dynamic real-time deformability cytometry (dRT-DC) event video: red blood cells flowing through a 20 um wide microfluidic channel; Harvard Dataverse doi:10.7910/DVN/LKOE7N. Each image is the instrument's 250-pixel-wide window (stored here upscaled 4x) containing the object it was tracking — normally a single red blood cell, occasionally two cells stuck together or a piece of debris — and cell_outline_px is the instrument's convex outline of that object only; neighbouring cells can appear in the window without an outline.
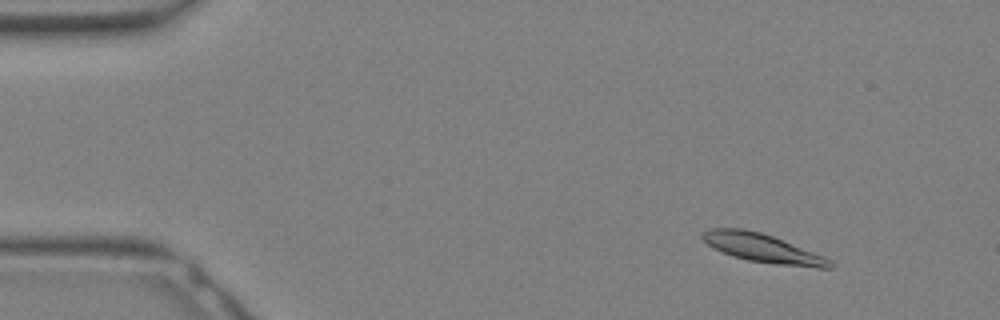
{"species": "Egyptian fruit bat (a non-hibernating species)", "species_latin": "Rousettus aegyptiacus", "temperature_condition": "warm", "stored_images_in_passage": 20, "camera_frame_rate_fps": 3000, "um_per_image_px": 0.085, "animal": {"sex": "female"}, "frame": {"image": 1, "passage_image": 4, "time_ms": 1.0, "image_size_px": [1000, 320], "cell_outline_px": [[832, 268], [816, 268], [776, 264], [748, 260], [732, 256], [708, 244], [700, 236], [704, 232], [712, 228], [744, 228], [760, 232], [772, 236], [824, 256], [832, 260]], "centroid_in_image_um": [64.85, 21.09], "position_along_channel_um": 20.2, "area_um2": 20.92}}
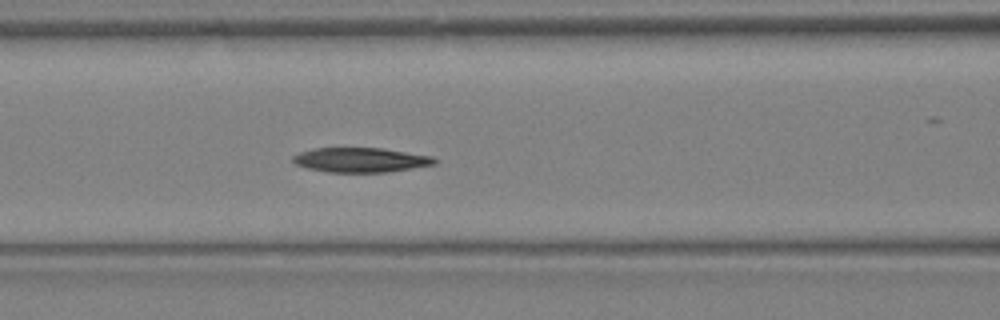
{"frame": {"image": 2, "passage_image": 14, "time_ms": 4.333, "image_size_px": [1000, 320], "cell_outline_px": [[436, 164], [388, 172], [328, 172], [308, 168], [296, 164], [292, 160], [292, 156], [300, 152], [312, 148], [380, 148], [432, 156], [436, 160]], "centroid_in_image_um": [30.63, 13.59], "position_along_channel_um": 136.0, "area_um2": 20.17}}
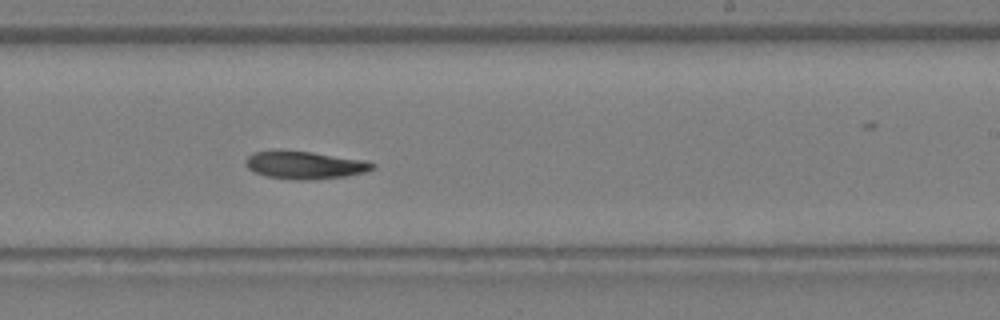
{"frame": {"image": 3, "passage_image": 20, "time_ms": 6.333, "image_size_px": [1000, 320], "cell_outline_px": [[372, 168], [364, 172], [344, 176], [308, 180], [296, 180], [264, 176], [248, 168], [244, 164], [244, 160], [252, 152], [276, 148], [312, 152], [364, 160], [372, 164]], "centroid_in_image_um": [25.76, 14.0], "position_along_channel_um": 263.2, "area_um2": 20.69}}